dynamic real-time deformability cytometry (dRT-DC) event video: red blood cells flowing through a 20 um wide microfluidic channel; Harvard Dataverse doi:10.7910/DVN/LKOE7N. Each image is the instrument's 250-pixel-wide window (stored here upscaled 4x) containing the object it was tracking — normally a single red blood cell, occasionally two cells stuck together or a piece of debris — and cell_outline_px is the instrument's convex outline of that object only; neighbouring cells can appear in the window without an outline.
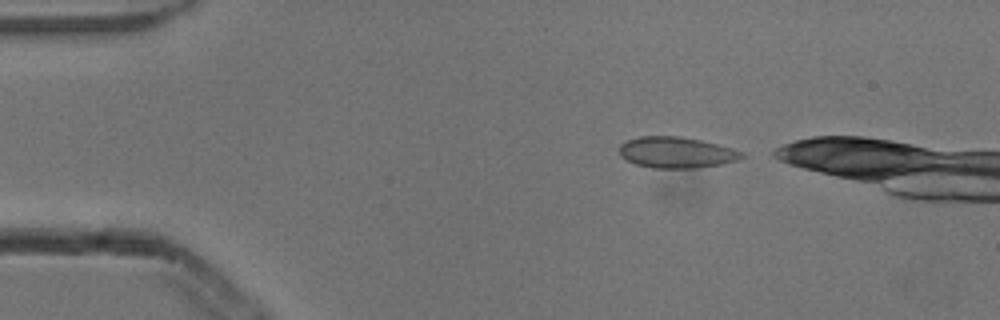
{"species": "common noctule bat (a hibernating species)", "species_latin": "Nyctalus noctula", "temperature_condition": "cold", "stored_images_in_passage": 8, "camera_frame_rate_fps": 3000, "um_per_image_px": 0.085, "animal": {"sex": "male", "body_mass_g": 13.3}, "frame": {"image": 1, "passage_image": 2, "time_ms": 0.333, "image_size_px": [1000, 320], "cell_outline_px": [[748, 156], [736, 160], [720, 164], [692, 168], [652, 168], [636, 164], [620, 156], [620, 144], [628, 140], [640, 136], [680, 136], [700, 140], [716, 144], [744, 152]], "centroid_in_image_um": [57.49, 12.95], "position_along_channel_um": 27.5, "area_um2": 22.02}}